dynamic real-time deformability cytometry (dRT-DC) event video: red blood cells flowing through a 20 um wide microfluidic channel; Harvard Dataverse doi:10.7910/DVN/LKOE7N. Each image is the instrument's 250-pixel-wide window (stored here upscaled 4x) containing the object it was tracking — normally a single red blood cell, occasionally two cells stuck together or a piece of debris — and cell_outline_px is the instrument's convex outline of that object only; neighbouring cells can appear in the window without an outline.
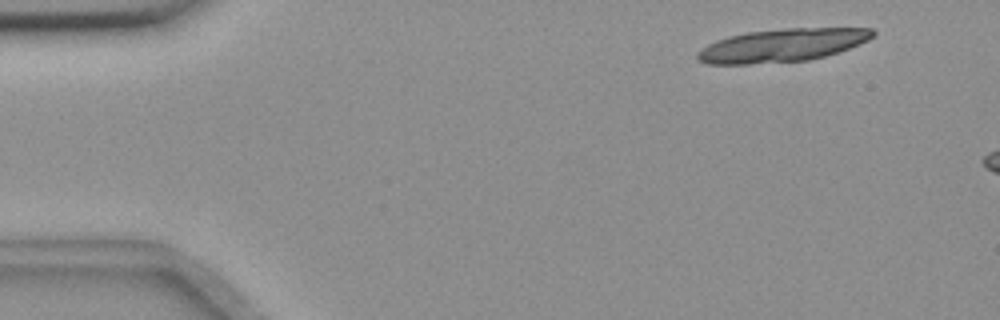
{"species": "common noctule bat (a hibernating species)", "species_latin": "Nyctalus noctula", "temperature_condition": "room temperature", "stored_images_in_passage": 3, "camera_frame_rate_fps": 3000, "um_per_image_px": 0.085, "animal": {"sex": "female", "body_mass_g": 18.4}, "frame": {"image": 1, "passage_image": 2, "time_ms": 1.333, "image_size_px": [1000, 320], "cell_outline_px": [[876, 32], [868, 40], [860, 44], [824, 56], [808, 60], [748, 64], [708, 64], [700, 60], [696, 56], [708, 44], [716, 40], [728, 36], [748, 32], [788, 28], [872, 28]], "centroid_in_image_um": [66.5, 3.84], "position_along_channel_um": 18.5, "area_um2": 33.35}}